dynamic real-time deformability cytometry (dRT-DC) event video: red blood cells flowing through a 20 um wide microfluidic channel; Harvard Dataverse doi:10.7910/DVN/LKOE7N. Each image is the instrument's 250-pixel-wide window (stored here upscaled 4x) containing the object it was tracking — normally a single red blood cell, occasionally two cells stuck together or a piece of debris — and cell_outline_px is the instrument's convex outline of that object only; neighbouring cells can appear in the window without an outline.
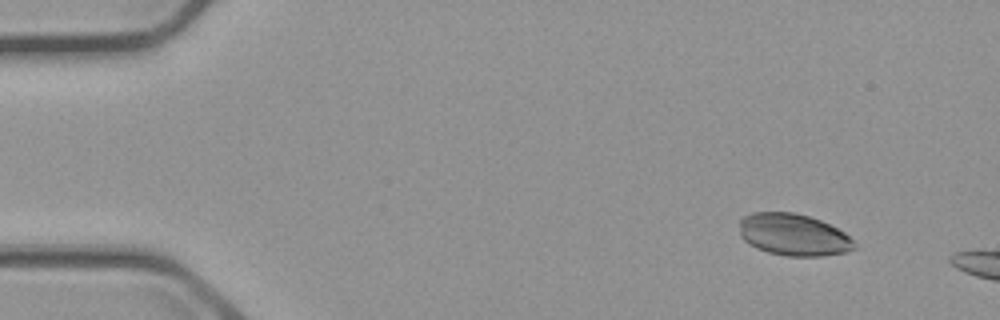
{"species": "common noctule bat (a hibernating species)", "species_latin": "Nyctalus noctula", "temperature_condition": "cold", "stored_images_in_passage": 4, "camera_frame_rate_fps": 3000, "um_per_image_px": 0.085, "animal": {"sex": "male", "body_mass_g": 23.1, "forearm_length_mm": 52.7}, "frame": {"image": 1, "passage_image": 2, "time_ms": 1.333, "image_size_px": [1000, 320], "cell_outline_px": [[860, 248], [844, 252], [824, 256], [788, 256], [768, 252], [756, 248], [748, 244], [740, 236], [740, 220], [744, 216], [752, 212], [792, 212], [808, 216], [820, 220], [844, 232]], "centroid_in_image_um": [67.44, 19.96], "position_along_channel_um": 17.6, "area_um2": 28.15}}